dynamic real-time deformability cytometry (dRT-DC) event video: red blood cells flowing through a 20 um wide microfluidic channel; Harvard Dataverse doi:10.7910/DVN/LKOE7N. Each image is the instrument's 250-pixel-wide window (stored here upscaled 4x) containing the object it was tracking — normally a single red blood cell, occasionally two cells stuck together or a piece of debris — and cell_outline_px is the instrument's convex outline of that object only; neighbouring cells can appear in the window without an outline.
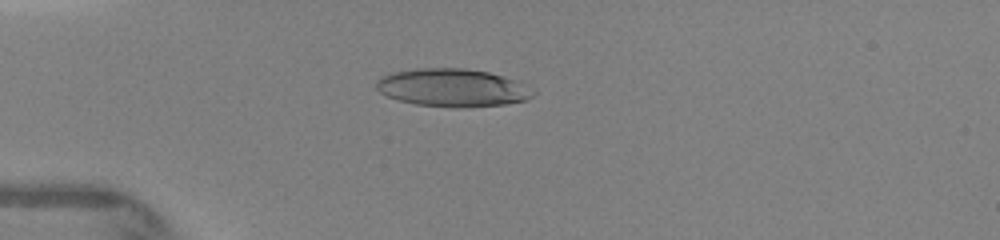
{"species": "human", "species_latin": "Homo sapiens", "temperature_condition": "warm", "stored_images_in_passage": 8, "camera_frame_rate_fps": 3000, "um_per_image_px": 0.085, "donor": {"sex": "female"}, "frame": {"image": 1, "passage_image": 6, "time_ms": 4.0, "image_size_px": [1000, 240], "cell_outline_px": [[536, 92], [528, 100], [504, 104], [456, 108], [416, 104], [400, 100], [388, 96], [380, 92], [376, 88], [376, 80], [380, 76], [392, 72], [416, 68], [464, 68], [488, 72], [504, 76], [516, 80], [536, 88]], "centroid_in_image_um": [38.5, 7.45], "position_along_channel_um": 46.5, "area_um2": 34.97}}